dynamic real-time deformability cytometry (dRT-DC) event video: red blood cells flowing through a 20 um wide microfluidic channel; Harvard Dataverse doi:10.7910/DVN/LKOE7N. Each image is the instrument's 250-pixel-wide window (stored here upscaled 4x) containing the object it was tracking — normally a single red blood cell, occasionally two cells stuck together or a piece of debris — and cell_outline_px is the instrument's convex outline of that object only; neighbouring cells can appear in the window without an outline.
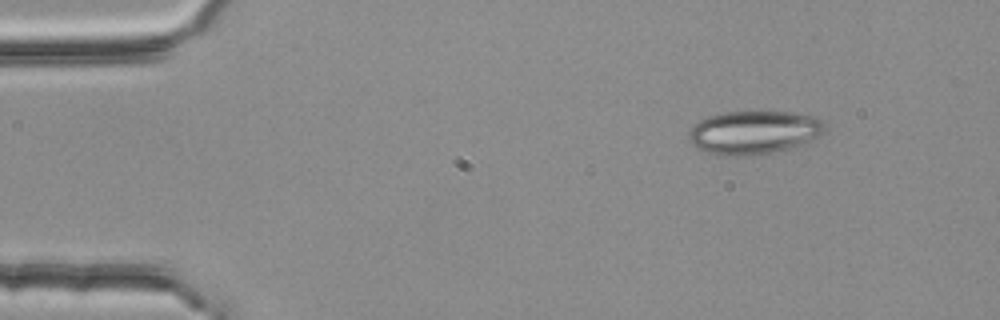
{"species": "common noctule bat (a hibernating species)", "species_latin": "Nyctalus noctula", "temperature_condition": "room temperature", "stored_images_in_passage": 48, "camera_frame_rate_fps": 3000, "um_per_image_px": 0.085, "animal": {"sex": "female", "body_mass_g": 25.1}, "frame": {"image": 1, "passage_image": 1, "time_ms": 0.0, "image_size_px": [1000, 320], "cell_outline_px": [[828, 120], [824, 132], [800, 144], [788, 148], [772, 152], [744, 156], [732, 156], [708, 152], [700, 148], [688, 140], [688, 132], [700, 120], [708, 116], [724, 112], [792, 112], [812, 116]], "centroid_in_image_um": [64.11, 11.23], "position_along_channel_um": 20.9, "area_um2": 34.04}}
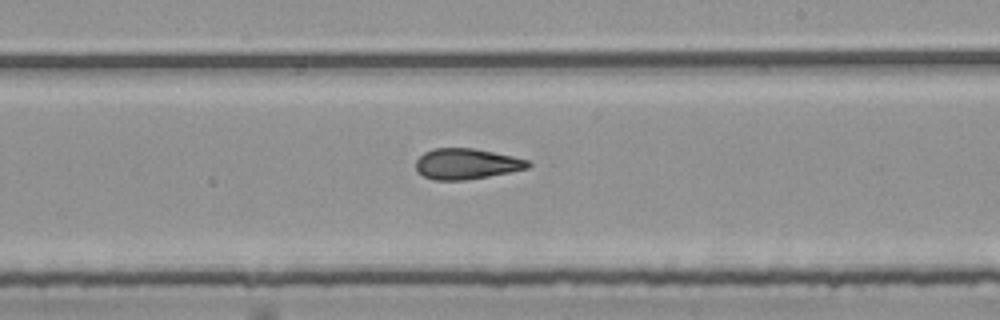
{"frame": {"image": 2, "passage_image": 26, "time_ms": 8.333, "image_size_px": [1000, 320], "cell_outline_px": [[532, 164], [528, 168], [488, 176], [464, 180], [432, 180], [424, 176], [416, 168], [416, 160], [424, 152], [432, 148], [472, 148], [512, 156], [528, 160]], "centroid_in_image_um": [39.63, 13.92], "position_along_channel_um": 249.4, "area_um2": 19.88}}
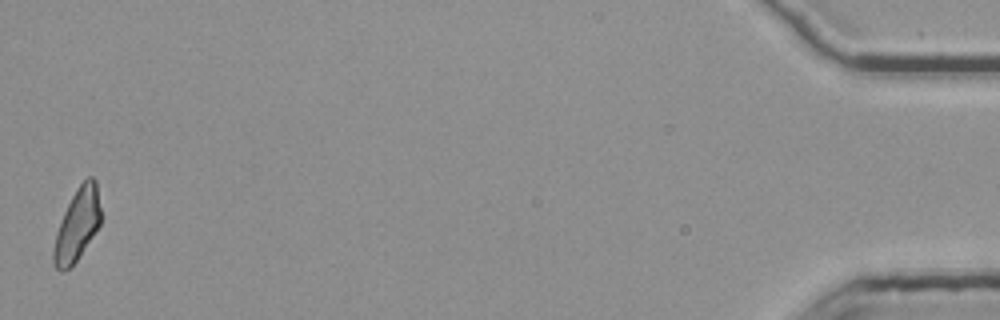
{"frame": {"image": 3, "passage_image": 48, "time_ms": 15.667, "image_size_px": [1000, 320], "cell_outline_px": [[100, 224], [76, 260], [68, 268], [60, 272], [56, 268], [52, 260], [52, 252], [56, 232], [64, 212], [76, 188], [88, 176], [92, 176], [96, 180], [100, 208]], "centroid_in_image_um": [6.54, 19.09], "position_along_channel_um": 428.7, "area_um2": 19.48}, "authors_computed_cell_mechanics": {"area_um2": 20.3167, "velocity_mm_per_s": 3.7873, "shape_relaxation_time_tau1_ms": null, "shape_relaxation_time_tau2_ms": 3.8055, "deformation_change_tau1": null, "deformation_change_tau2": 0.1319}}